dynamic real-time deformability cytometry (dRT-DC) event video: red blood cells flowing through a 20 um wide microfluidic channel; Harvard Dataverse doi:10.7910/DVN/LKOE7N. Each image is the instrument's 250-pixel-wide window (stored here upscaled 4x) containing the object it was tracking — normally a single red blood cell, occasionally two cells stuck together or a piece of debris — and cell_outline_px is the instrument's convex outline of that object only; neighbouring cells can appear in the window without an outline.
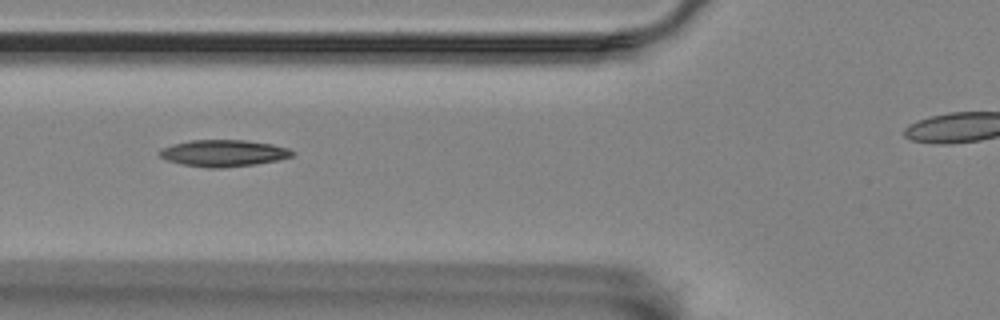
{"species": "Egyptian fruit bat (a non-hibernating species)", "species_latin": "Rousettus aegyptiacus", "temperature_condition": "room temperature", "stored_images_in_passage": 15, "camera_frame_rate_fps": 3000, "um_per_image_px": 0.085, "animal": {"sex": "female"}, "frame": {"image": 1, "passage_image": 4, "time_ms": 3.333, "image_size_px": [1000, 320], "cell_outline_px": [[296, 152], [292, 156], [276, 160], [256, 164], [224, 168], [208, 168], [184, 164], [168, 160], [160, 156], [156, 152], [160, 148], [172, 144], [192, 140], [244, 140], [272, 144], [288, 148]], "centroid_in_image_um": [18.98, 13.01], "position_along_channel_um": 106.8, "area_um2": 20.63}}
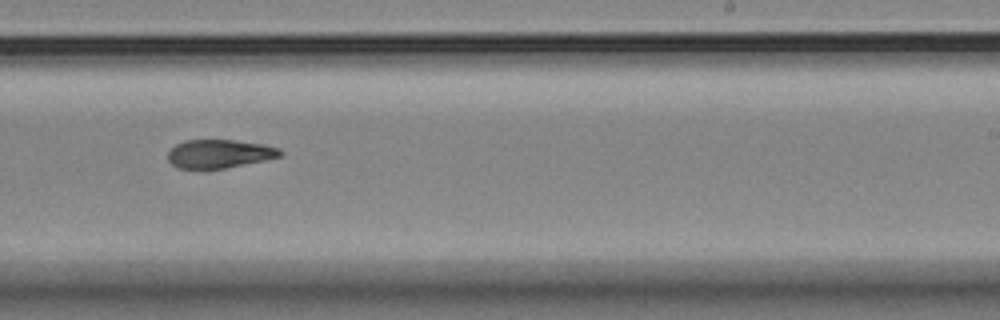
{"frame": {"image": 2, "passage_image": 8, "time_ms": 8.0, "image_size_px": [1000, 320], "cell_outline_px": [[284, 152], [280, 156], [264, 160], [204, 172], [176, 168], [168, 160], [168, 152], [176, 144], [184, 140], [232, 140], [264, 144], [280, 148]], "centroid_in_image_um": [18.59, 13.11], "position_along_channel_um": 270.4, "area_um2": 19.19}}
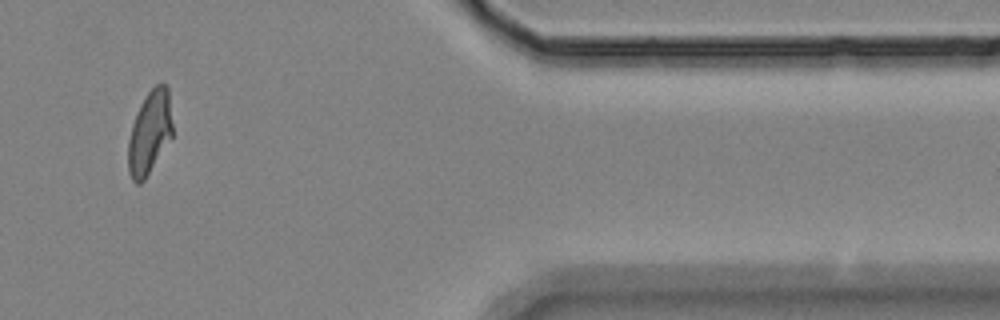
{"frame": {"image": 3, "passage_image": 13, "time_ms": 15.0, "image_size_px": [1000, 320], "cell_outline_px": [[172, 136], [144, 180], [140, 184], [136, 184], [132, 180], [128, 172], [128, 140], [132, 124], [140, 104], [148, 92], [156, 84], [164, 84], [168, 88], [172, 124]], "centroid_in_image_um": [12.7, 11.28], "position_along_channel_um": 398.7, "area_um2": 21.33}, "authors_computed_cell_mechanics": {"area_um2": 21.3282, "velocity_mm_per_s": 3.4923, "shape_relaxation_time_tau1_ms": 9.7491, "shape_relaxation_time_tau2_ms": 2.4424, "deformation_change_tau1": 0.1878, "deformation_change_tau2": 0.0837}}